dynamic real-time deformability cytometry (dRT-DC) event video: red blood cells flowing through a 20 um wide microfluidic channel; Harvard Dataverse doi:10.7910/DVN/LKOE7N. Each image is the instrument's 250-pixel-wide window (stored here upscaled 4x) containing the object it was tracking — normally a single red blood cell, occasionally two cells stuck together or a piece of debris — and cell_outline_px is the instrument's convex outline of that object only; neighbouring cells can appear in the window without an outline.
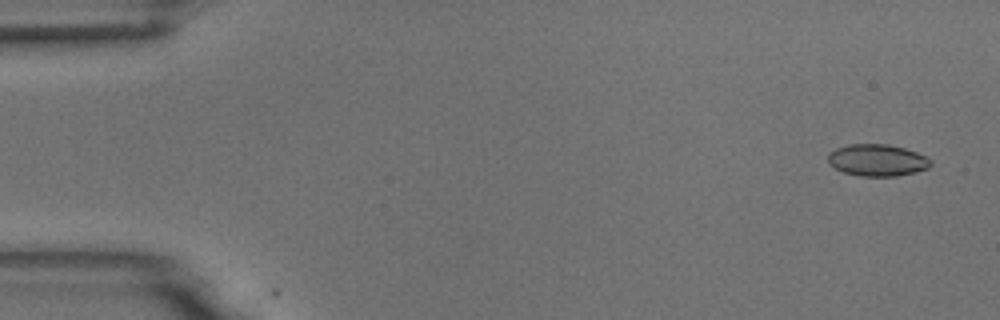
{"species": "common noctule bat (a hibernating species)", "species_latin": "Nyctalus noctula", "temperature_condition": "room temperature", "stored_images_in_passage": 5, "camera_frame_rate_fps": 3000, "um_per_image_px": 0.085, "animal": {"sex": "male", "body_mass_g": 18.8}, "frame": {"image": 1, "passage_image": 1, "time_ms": 0.0, "image_size_px": [1000, 320], "cell_outline_px": [[932, 164], [928, 168], [916, 172], [896, 176], [860, 176], [844, 172], [828, 164], [828, 152], [836, 148], [848, 144], [888, 144], [904, 148], [916, 152], [932, 160]], "centroid_in_image_um": [74.56, 13.61], "position_along_channel_um": 10.4, "area_um2": 19.13}}
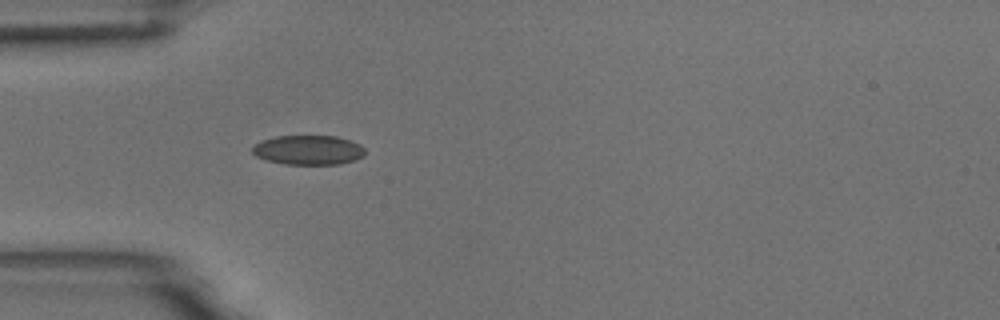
{"frame": {"image": 2, "passage_image": 5, "time_ms": 1.333, "image_size_px": [1000, 320], "cell_outline_px": [[364, 156], [356, 160], [340, 164], [284, 164], [268, 160], [256, 156], [252, 152], [252, 148], [260, 140], [276, 136], [336, 136], [352, 140], [360, 144], [364, 148]], "centroid_in_image_um": [26.24, 12.74], "position_along_channel_um": 58.8, "area_um2": 19.48}}